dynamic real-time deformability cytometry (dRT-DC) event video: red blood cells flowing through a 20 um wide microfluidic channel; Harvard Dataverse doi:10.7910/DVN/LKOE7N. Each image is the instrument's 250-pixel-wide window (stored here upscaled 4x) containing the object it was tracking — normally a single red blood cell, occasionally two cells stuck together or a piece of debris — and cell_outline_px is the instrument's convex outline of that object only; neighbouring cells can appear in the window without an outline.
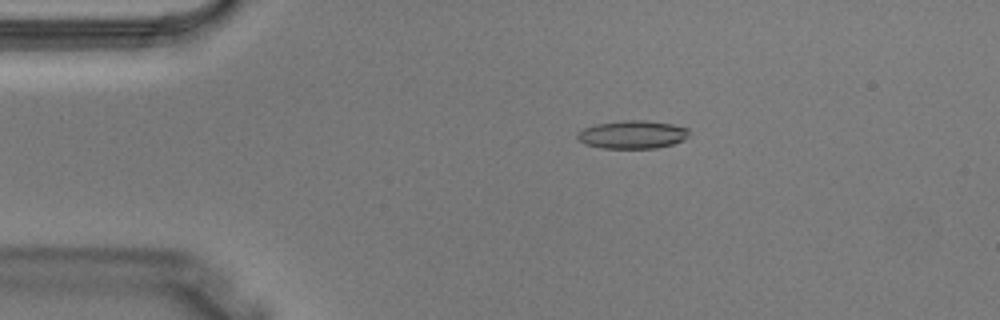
{"species": "Egyptian fruit bat (a non-hibernating species)", "species_latin": "Rousettus aegyptiacus", "temperature_condition": "warm", "stored_images_in_passage": 3, "camera_frame_rate_fps": 3000, "um_per_image_px": 0.085, "animal": {"sex": "male"}, "frame": {"image": 1, "passage_image": 3, "time_ms": 0.667, "image_size_px": [1000, 320], "cell_outline_px": [[688, 136], [684, 140], [672, 144], [656, 148], [600, 148], [588, 144], [580, 140], [576, 136], [576, 132], [584, 128], [596, 124], [620, 120], [648, 120], [672, 124], [688, 128]], "centroid_in_image_um": [53.76, 11.42], "position_along_channel_um": 31.2, "area_um2": 18.32}}